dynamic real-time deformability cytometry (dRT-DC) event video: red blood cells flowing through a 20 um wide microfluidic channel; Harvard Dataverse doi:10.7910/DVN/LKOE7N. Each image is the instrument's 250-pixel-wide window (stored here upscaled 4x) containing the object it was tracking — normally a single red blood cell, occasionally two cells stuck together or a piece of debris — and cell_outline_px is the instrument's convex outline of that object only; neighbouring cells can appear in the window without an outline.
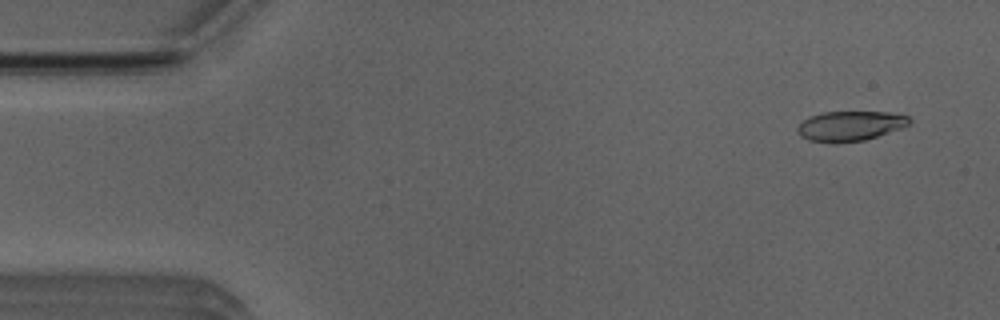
{"species": "Egyptian fruit bat (a non-hibernating species)", "species_latin": "Rousettus aegyptiacus", "temperature_condition": "room temperature", "stored_images_in_passage": 51, "camera_frame_rate_fps": 3000, "um_per_image_px": 0.085, "animal": {"sex": "male"}, "frame": {"image": 1, "passage_image": 3, "time_ms": 0.667, "image_size_px": [1000, 320], "cell_outline_px": [[912, 120], [908, 124], [900, 128], [864, 140], [836, 144], [808, 140], [800, 136], [796, 132], [796, 128], [808, 116], [820, 112], [888, 112], [908, 116]], "centroid_in_image_um": [72.19, 10.71], "position_along_channel_um": 12.8, "area_um2": 19.59}}
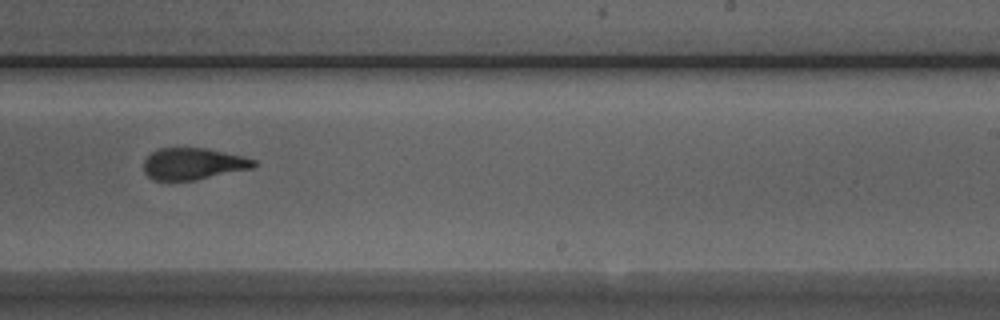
{"frame": {"image": 2, "passage_image": 31, "time_ms": 10.0, "image_size_px": [1000, 320], "cell_outline_px": [[256, 164], [252, 168], [196, 180], [152, 180], [144, 172], [144, 160], [152, 152], [160, 148], [208, 148], [244, 156], [256, 160]], "centroid_in_image_um": [16.42, 13.92], "position_along_channel_um": 272.6, "area_um2": 20.35}}
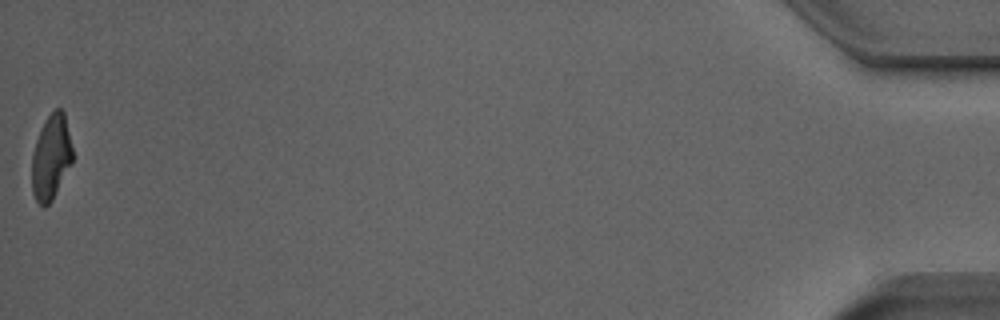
{"frame": {"image": 3, "passage_image": 51, "time_ms": 16.667, "image_size_px": [1000, 320], "cell_outline_px": [[72, 164], [52, 200], [44, 208], [36, 200], [32, 192], [32, 156], [36, 140], [48, 116], [56, 108], [60, 108], [64, 112], [72, 148]], "centroid_in_image_um": [4.34, 13.4], "position_along_channel_um": 430.9, "area_um2": 19.88}, "authors_computed_cell_mechanics": {"area_um2": 21.2126, "velocity_mm_per_s": 3.9647, "shape_relaxation_time_tau1_ms": 5.882, "shape_relaxation_time_tau2_ms": 1.9623, "deformation_change_tau1": 0.2035, "deformation_change_tau2": 0.0948}}